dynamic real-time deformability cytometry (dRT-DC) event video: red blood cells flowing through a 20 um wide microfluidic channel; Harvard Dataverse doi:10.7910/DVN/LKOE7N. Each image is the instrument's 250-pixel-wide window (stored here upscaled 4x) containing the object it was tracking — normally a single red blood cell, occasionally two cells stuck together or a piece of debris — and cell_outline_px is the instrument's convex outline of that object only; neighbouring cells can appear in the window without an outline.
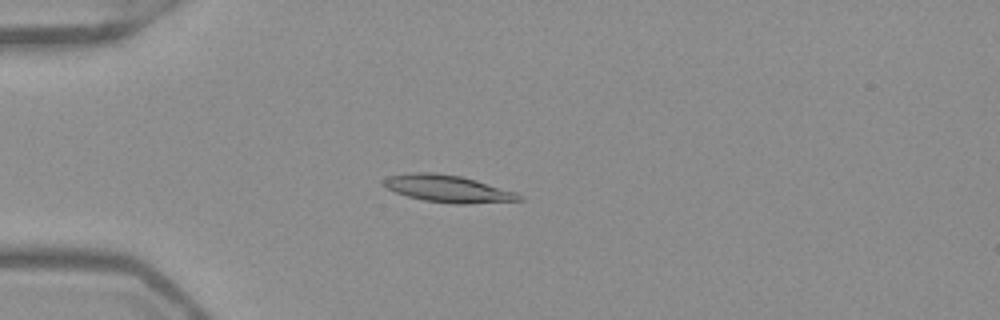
{"species": "Egyptian fruit bat (a non-hibernating species)", "species_latin": "Rousettus aegyptiacus", "temperature_condition": "warm", "stored_images_in_passage": 53, "camera_frame_rate_fps": 3000, "um_per_image_px": 0.085, "frame": {"image": 1, "passage_image": 15, "time_ms": 4.667, "image_size_px": [1000, 320], "cell_outline_px": [[524, 200], [468, 204], [456, 204], [424, 200], [408, 196], [396, 192], [380, 184], [380, 180], [388, 176], [412, 172], [432, 172], [460, 176], [476, 180], [516, 192], [524, 196]], "centroid_in_image_um": [38.06, 16.03], "position_along_channel_um": 46.9, "area_um2": 21.5}}
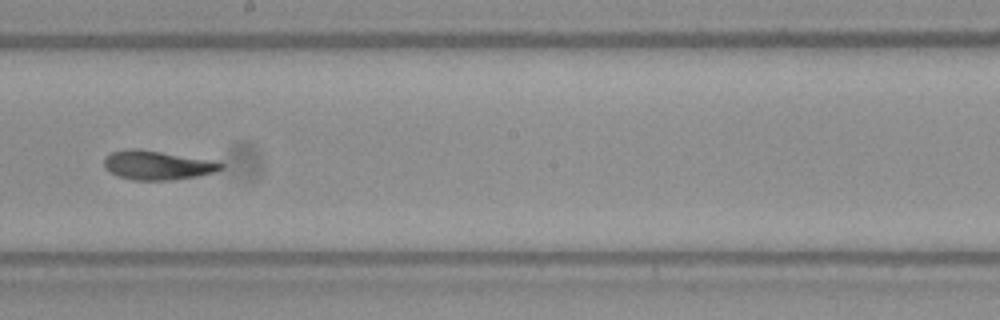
{"frame": {"image": 2, "passage_image": 31, "time_ms": 10.0, "image_size_px": [1000, 320], "cell_outline_px": [[224, 168], [216, 172], [196, 176], [172, 180], [132, 180], [116, 176], [108, 172], [104, 168], [104, 156], [112, 152], [124, 148], [140, 148], [216, 160], [224, 164]], "centroid_in_image_um": [13.36, 14.02], "position_along_channel_um": 234.8, "area_um2": 20.46}}
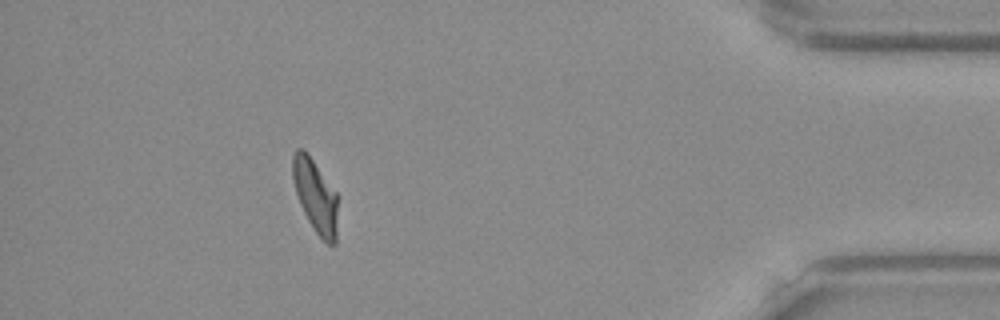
{"frame": {"image": 3, "passage_image": 48, "time_ms": 15.667, "image_size_px": [1000, 320], "cell_outline_px": [[340, 196], [336, 244], [328, 244], [316, 232], [308, 220], [300, 204], [292, 180], [292, 156], [296, 148], [304, 148]], "centroid_in_image_um": [26.85, 16.64], "position_along_channel_um": 408.3, "area_um2": 19.83}, "authors_computed_cell_mechanics": {"area_um2": 19.8832, "velocity_mm_per_s": 3.9254, "shape_relaxation_time_tau1_ms": 9.4365, "shape_relaxation_time_tau2_ms": 3.1145, "deformation_change_tau1": 0.2928, "deformation_change_tau2": 0.1109}}